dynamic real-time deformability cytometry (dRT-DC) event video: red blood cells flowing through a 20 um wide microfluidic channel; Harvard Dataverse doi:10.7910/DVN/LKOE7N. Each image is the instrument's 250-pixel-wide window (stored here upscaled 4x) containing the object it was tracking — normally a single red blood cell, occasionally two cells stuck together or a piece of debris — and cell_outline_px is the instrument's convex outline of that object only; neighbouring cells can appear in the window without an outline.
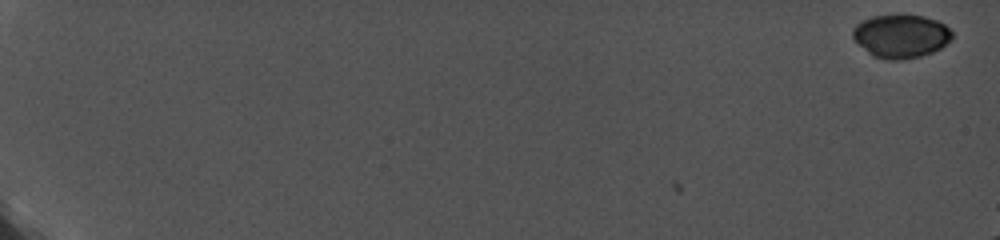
{"species": "common noctule bat (a hibernating species)", "species_latin": "Nyctalus noctula", "temperature_condition": "cold", "stored_images_in_passage": 4, "camera_frame_rate_fps": 5000, "um_per_image_px": 0.085, "animal": {"sex": "female", "body_mass_g": 19.0, "forearm_length_mm": 56.7}, "frame": {"image": 1, "passage_image": 4, "time_ms": 0.6, "image_size_px": [1000, 240], "cell_outline_px": [[952, 36], [940, 48], [932, 52], [920, 56], [900, 60], [888, 60], [872, 56], [856, 44], [852, 36], [852, 28], [856, 24], [872, 16], [924, 16], [936, 20], [944, 24], [952, 32]], "centroid_in_image_um": [76.52, 3.09], "position_along_channel_um": 8.5, "area_um2": 24.91}}